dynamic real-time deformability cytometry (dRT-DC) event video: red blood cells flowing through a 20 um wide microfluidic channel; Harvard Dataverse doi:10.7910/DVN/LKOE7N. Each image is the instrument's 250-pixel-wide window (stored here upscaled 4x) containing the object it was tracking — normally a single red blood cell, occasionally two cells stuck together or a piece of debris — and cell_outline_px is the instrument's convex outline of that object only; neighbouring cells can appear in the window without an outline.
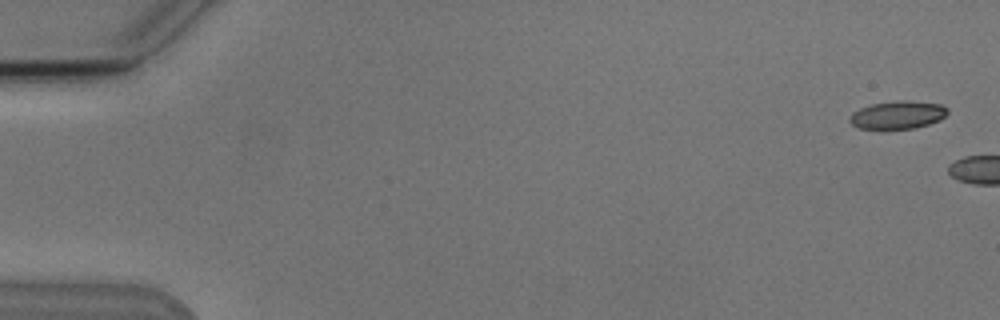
{"species": "Egyptian fruit bat (a non-hibernating species)", "species_latin": "Rousettus aegyptiacus", "temperature_condition": "cold", "stored_images_in_passage": 2, "camera_frame_rate_fps": 3000, "um_per_image_px": 0.085, "animal": {"sex": "male"}, "frame": {"image": 1, "passage_image": 1, "time_ms": 0.0, "image_size_px": [1000, 320], "cell_outline_px": [[948, 112], [940, 120], [916, 128], [860, 128], [852, 124], [848, 120], [852, 112], [860, 108], [872, 104], [896, 100], [904, 100], [940, 104], [948, 108]], "centroid_in_image_um": [76.31, 9.75], "position_along_channel_um": 8.7, "area_um2": 15.78}}